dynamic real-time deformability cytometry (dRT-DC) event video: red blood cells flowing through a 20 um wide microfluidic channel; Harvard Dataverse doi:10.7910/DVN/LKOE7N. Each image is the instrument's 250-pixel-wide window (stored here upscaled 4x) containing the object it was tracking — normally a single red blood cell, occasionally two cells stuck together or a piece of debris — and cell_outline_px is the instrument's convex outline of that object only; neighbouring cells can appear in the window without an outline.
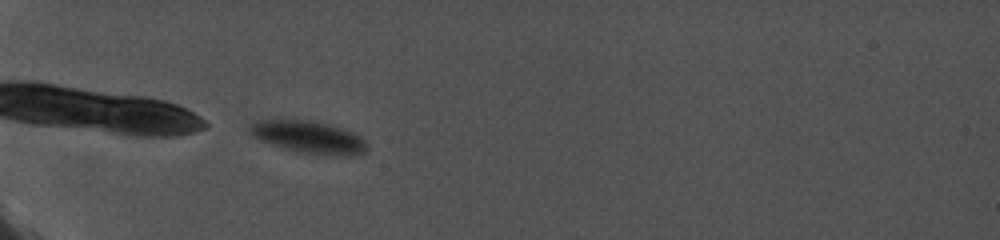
{"species": "common noctule bat (a hibernating species)", "species_latin": "Nyctalus noctula", "temperature_condition": "cold", "stored_images_in_passage": 23, "camera_frame_rate_fps": 5000, "um_per_image_px": 0.085, "animal": {"sex": "female", "body_mass_g": 19.0, "forearm_length_mm": 56.7}, "frame": {"image": 1, "passage_image": 1, "time_ms": 0.0, "image_size_px": [1000, 240], "cell_outline_px": [[368, 148], [364, 152], [352, 156], [332, 156], [296, 152], [260, 140], [252, 136], [248, 132], [248, 124], [256, 120], [280, 116], [312, 120], [344, 128], [360, 136], [364, 140]], "centroid_in_image_um": [26.15, 11.6], "position_along_channel_um": 58.9, "area_um2": 23.24}}
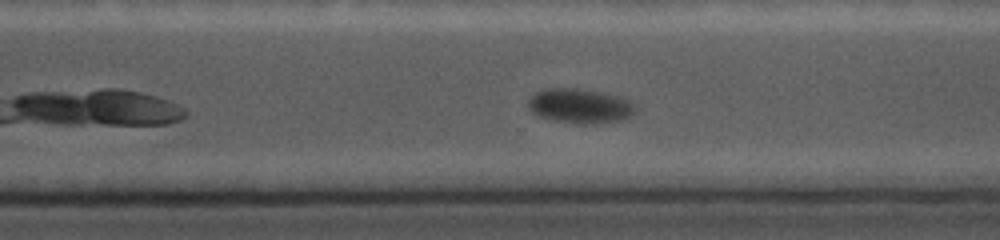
{"frame": {"image": 2, "passage_image": 16, "time_ms": 8.0, "image_size_px": [1000, 240], "cell_outline_px": [[636, 108], [628, 116], [620, 120], [596, 124], [576, 124], [552, 120], [540, 116], [532, 112], [528, 108], [528, 100], [536, 92], [544, 88], [580, 88], [604, 92], [620, 96], [628, 100]], "centroid_in_image_um": [49.26, 9.0], "position_along_channel_um": 321.3, "area_um2": 21.73}}
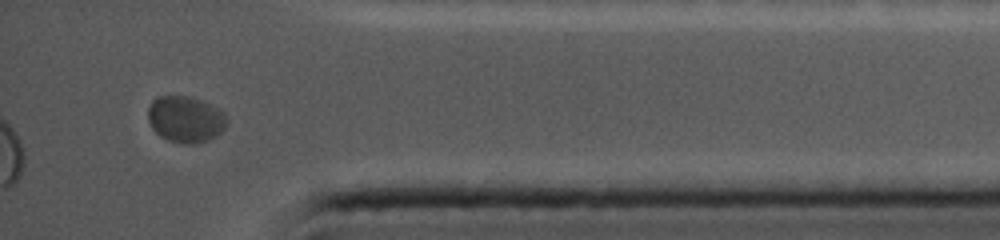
{"frame": {"image": 3, "passage_image": 22, "time_ms": 10.8, "image_size_px": [1000, 240], "cell_outline_px": [[224, 128], [216, 136], [208, 140], [196, 144], [184, 144], [168, 140], [160, 136], [152, 128], [148, 120], [148, 108], [152, 100], [156, 96], [188, 96], [200, 100], [224, 112]], "centroid_in_image_um": [15.71, 10.14], "position_along_channel_um": 419.5, "area_um2": 21.1}}